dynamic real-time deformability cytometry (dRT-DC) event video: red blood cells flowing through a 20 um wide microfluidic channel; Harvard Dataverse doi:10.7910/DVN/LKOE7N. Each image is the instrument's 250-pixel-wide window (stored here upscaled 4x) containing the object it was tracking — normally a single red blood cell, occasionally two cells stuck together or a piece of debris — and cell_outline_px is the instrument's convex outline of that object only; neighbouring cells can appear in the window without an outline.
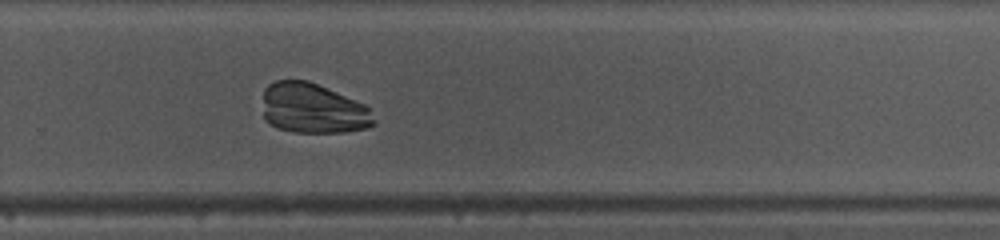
{"species": "common noctule bat (a hibernating species)", "species_latin": "Nyctalus noctula", "temperature_condition": "warm", "stored_images_in_passage": 37, "camera_frame_rate_fps": 3000, "um_per_image_px": 0.085, "animal": {"sex": "female", "body_mass_g": 10.0, "forearm_length_mm": 53.1}, "frame": {"image": 1, "passage_image": 22, "time_ms": 7.0, "image_size_px": [1000, 240], "cell_outline_px": [[376, 124], [368, 128], [344, 132], [292, 132], [280, 128], [264, 120], [264, 88], [268, 84], [276, 80], [308, 80], [364, 104], [368, 108], [376, 120]], "centroid_in_image_um": [26.61, 9.22], "position_along_channel_um": 303.2, "area_um2": 32.43}}
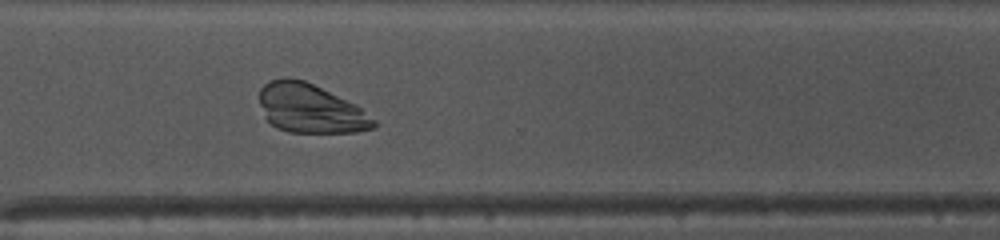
{"frame": {"image": 2, "passage_image": 25, "time_ms": 8.0, "image_size_px": [1000, 240], "cell_outline_px": [[376, 128], [356, 132], [288, 132], [276, 128], [264, 116], [260, 104], [260, 88], [268, 80], [284, 76], [304, 80], [356, 104], [376, 120]], "centroid_in_image_um": [26.37, 9.21], "position_along_channel_um": 344.2, "area_um2": 32.77}}